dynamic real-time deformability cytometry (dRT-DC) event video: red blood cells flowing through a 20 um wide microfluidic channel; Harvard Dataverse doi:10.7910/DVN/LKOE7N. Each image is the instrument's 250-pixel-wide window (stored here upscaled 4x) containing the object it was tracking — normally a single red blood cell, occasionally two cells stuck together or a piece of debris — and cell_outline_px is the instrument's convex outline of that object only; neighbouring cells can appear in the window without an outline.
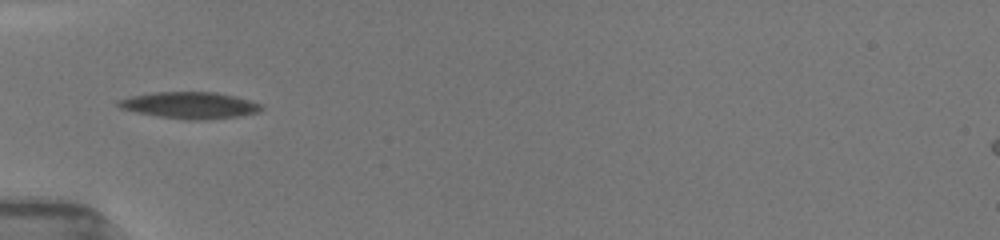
{"species": "common noctule bat (a hibernating species)", "species_latin": "Nyctalus noctula", "temperature_condition": "room temperature", "stored_images_in_passage": 15, "camera_frame_rate_fps": 3000, "um_per_image_px": 0.085, "animal": {"sex": "female", "body_mass_g": 19.5, "forearm_length_mm": 54.1}, "frame": {"image": 1, "passage_image": 4, "time_ms": 1.0, "image_size_px": [1000, 240], "cell_outline_px": [[264, 108], [260, 112], [240, 116], [204, 120], [188, 120], [160, 116], [136, 112], [120, 108], [116, 104], [116, 100], [132, 96], [152, 92], [216, 92], [236, 96], [260, 104]], "centroid_in_image_um": [16.15, 8.94], "position_along_channel_um": 68.9, "area_um2": 22.2}}